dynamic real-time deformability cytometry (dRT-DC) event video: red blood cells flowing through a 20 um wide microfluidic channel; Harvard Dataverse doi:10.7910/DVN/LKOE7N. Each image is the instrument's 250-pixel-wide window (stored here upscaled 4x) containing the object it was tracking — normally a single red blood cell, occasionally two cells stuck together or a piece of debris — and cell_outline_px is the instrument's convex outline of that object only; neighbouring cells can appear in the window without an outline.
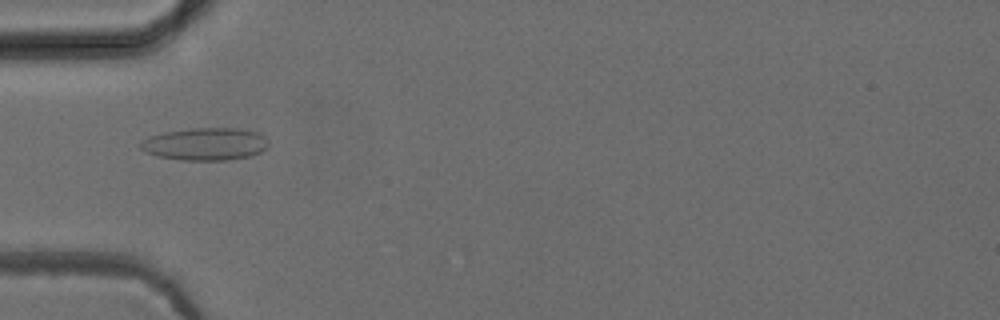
{"species": "common noctule bat (a hibernating species)", "species_latin": "Nyctalus noctula", "temperature_condition": "cold", "stored_images_in_passage": 52, "camera_frame_rate_fps": 3000, "um_per_image_px": 0.085, "animal": {"sex": "female", "body_mass_g": 24.6, "forearm_length_mm": 56.2}, "frame": {"image": 1, "passage_image": 17, "time_ms": 5.333, "image_size_px": [1000, 320], "cell_outline_px": [[268, 148], [260, 152], [248, 156], [228, 160], [180, 160], [156, 156], [144, 152], [136, 144], [148, 136], [164, 132], [188, 128], [236, 128], [256, 132], [264, 136], [268, 140]], "centroid_in_image_um": [17.39, 12.24], "position_along_channel_um": 67.6, "area_um2": 24.57}}
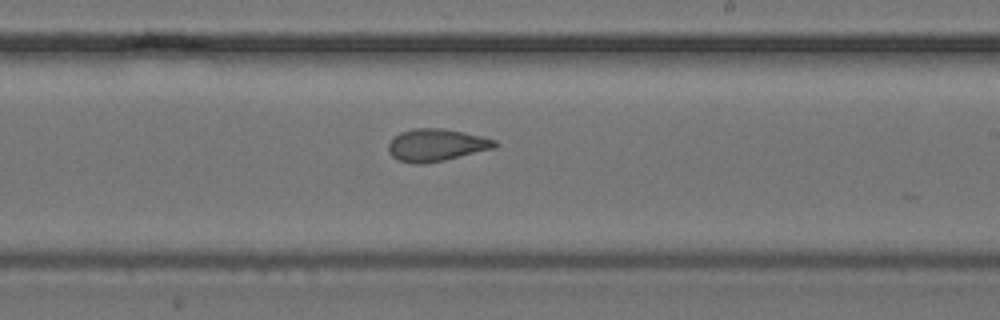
{"frame": {"image": 2, "passage_image": 31, "time_ms": 10.0, "image_size_px": [1000, 320], "cell_outline_px": [[500, 144], [496, 148], [444, 160], [424, 164], [416, 164], [396, 160], [388, 152], [388, 144], [400, 132], [412, 128], [444, 128], [464, 132], [496, 140]], "centroid_in_image_um": [37.1, 12.33], "position_along_channel_um": 251.9, "area_um2": 20.23}}
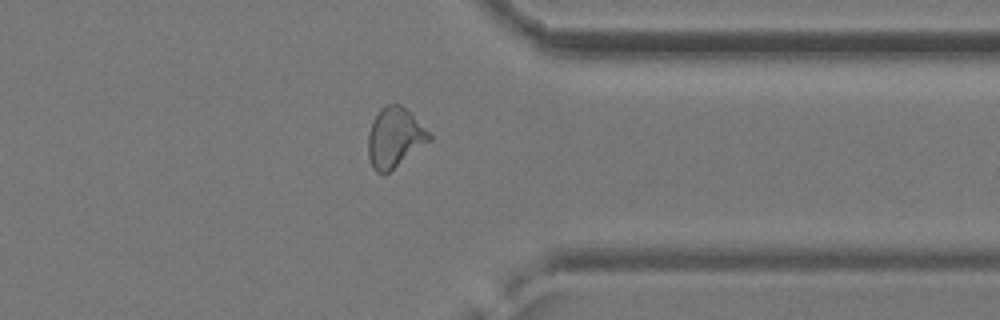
{"frame": {"image": 3, "passage_image": 41, "time_ms": 13.333, "image_size_px": [1000, 320], "cell_outline_px": [[432, 140], [384, 176], [376, 172], [372, 168], [368, 156], [368, 132], [372, 120], [380, 108], [388, 104], [400, 104], [432, 136]], "centroid_in_image_um": [33.51, 11.74], "position_along_channel_um": 377.9, "area_um2": 21.33}, "authors_computed_cell_mechanics": {"area_um2": 21.1259, "velocity_mm_per_s": 3.944, "shape_relaxation_time_tau1_ms": null, "shape_relaxation_time_tau2_ms": 1.9735, "deformation_change_tau1": null, "deformation_change_tau2": 0.0786}}